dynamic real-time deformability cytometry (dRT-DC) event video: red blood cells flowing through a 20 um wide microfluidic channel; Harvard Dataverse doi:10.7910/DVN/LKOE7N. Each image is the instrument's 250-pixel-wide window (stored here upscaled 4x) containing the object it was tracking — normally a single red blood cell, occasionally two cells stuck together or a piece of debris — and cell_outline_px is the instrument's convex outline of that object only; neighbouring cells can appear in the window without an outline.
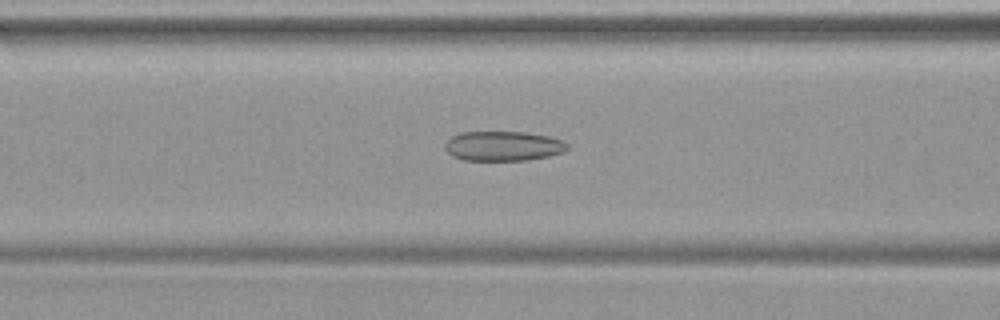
{"species": "common noctule bat (a hibernating species)", "species_latin": "Nyctalus noctula", "temperature_condition": "warm", "stored_images_in_passage": 39, "camera_frame_rate_fps": 3000, "um_per_image_px": 0.085, "animal": {"sex": "female", "body_mass_g": 19.9}, "frame": {"image": 1, "passage_image": 13, "time_ms": 4.0, "image_size_px": [1000, 320], "cell_outline_px": [[568, 148], [564, 152], [548, 156], [528, 160], [464, 160], [452, 156], [444, 148], [444, 144], [452, 136], [460, 132], [524, 132], [548, 136], [564, 140], [568, 144]], "centroid_in_image_um": [42.78, 12.41], "position_along_channel_um": 123.8, "area_um2": 21.27}}
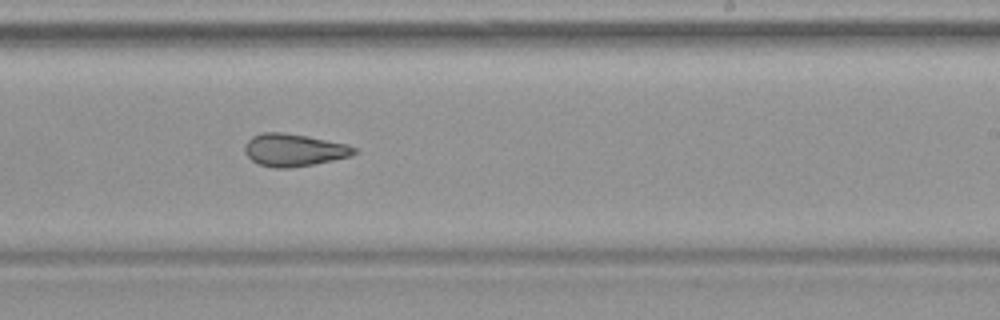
{"frame": {"image": 2, "passage_image": 23, "time_ms": 7.333, "image_size_px": [1000, 320], "cell_outline_px": [[360, 152], [352, 156], [312, 164], [288, 168], [272, 168], [260, 164], [252, 160], [244, 152], [244, 144], [252, 136], [264, 132], [280, 132], [308, 136], [348, 144], [356, 148]], "centroid_in_image_um": [25.0, 12.74], "position_along_channel_um": 264.0, "area_um2": 20.81}}
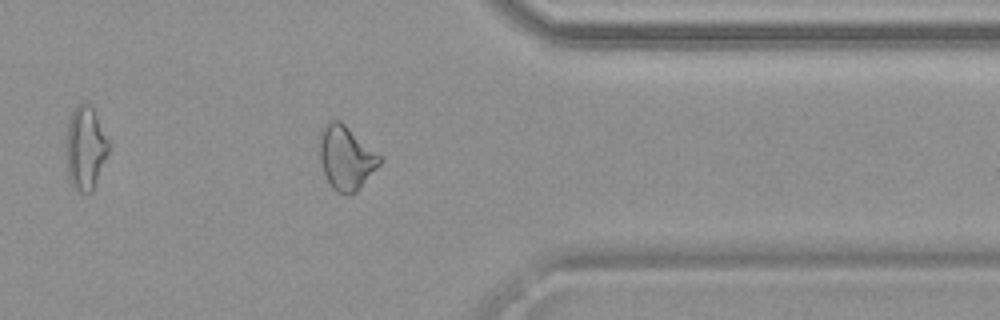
{"frame": {"image": 3, "passage_image": 32, "time_ms": 10.333, "image_size_px": [1000, 320], "cell_outline_px": [[384, 160], [356, 192], [348, 196], [336, 192], [332, 188], [324, 172], [320, 160], [320, 128], [328, 120], [340, 120], [384, 156]], "centroid_in_image_um": [29.45, 13.39], "position_along_channel_um": 381.9, "area_um2": 22.89}}